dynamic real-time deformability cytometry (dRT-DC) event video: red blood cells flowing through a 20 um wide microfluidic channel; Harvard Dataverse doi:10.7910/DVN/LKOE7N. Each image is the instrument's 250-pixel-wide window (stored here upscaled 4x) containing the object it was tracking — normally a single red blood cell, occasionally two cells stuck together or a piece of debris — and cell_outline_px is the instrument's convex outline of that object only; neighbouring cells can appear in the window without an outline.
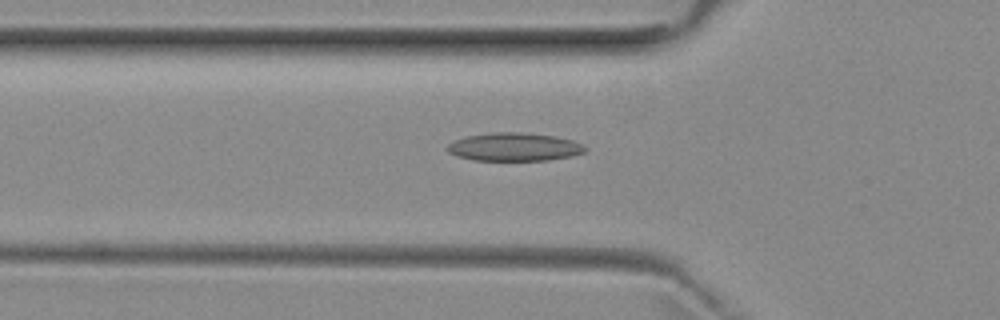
{"species": "common noctule bat (a hibernating species)", "species_latin": "Nyctalus noctula", "temperature_condition": "room temperature", "stored_images_in_passage": 32, "camera_frame_rate_fps": 3000, "um_per_image_px": 0.085, "animal": {"sex": "female", "body_mass_g": 29.2, "forearm_length_mm": 56.3}, "frame": {"image": 1, "passage_image": 5, "time_ms": 1.333, "image_size_px": [1000, 320], "cell_outline_px": [[588, 148], [584, 152], [572, 156], [548, 160], [472, 160], [456, 156], [448, 152], [448, 144], [456, 140], [468, 136], [492, 132], [520, 132], [552, 136], [572, 140]], "centroid_in_image_um": [43.7, 12.49], "position_along_channel_um": 82.1, "area_um2": 22.43}}
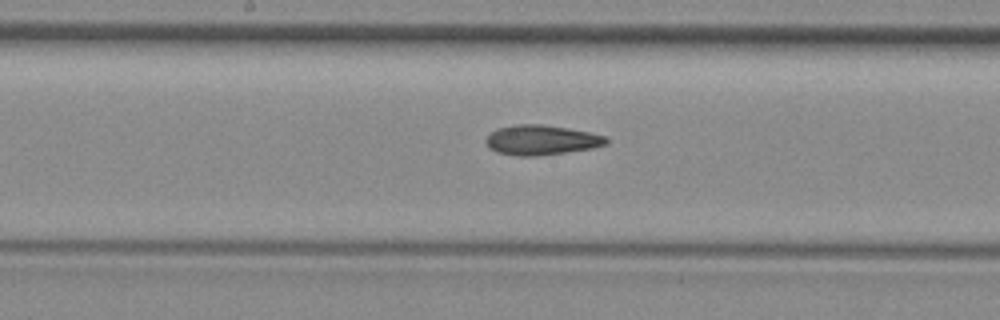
{"frame": {"image": 2, "passage_image": 14, "time_ms": 4.333, "image_size_px": [1000, 320], "cell_outline_px": [[608, 144], [592, 148], [536, 156], [520, 156], [496, 152], [488, 148], [484, 140], [496, 128], [516, 124], [540, 124], [568, 128], [608, 136]], "centroid_in_image_um": [46.0, 11.9], "position_along_channel_um": 202.2, "area_um2": 20.98}}
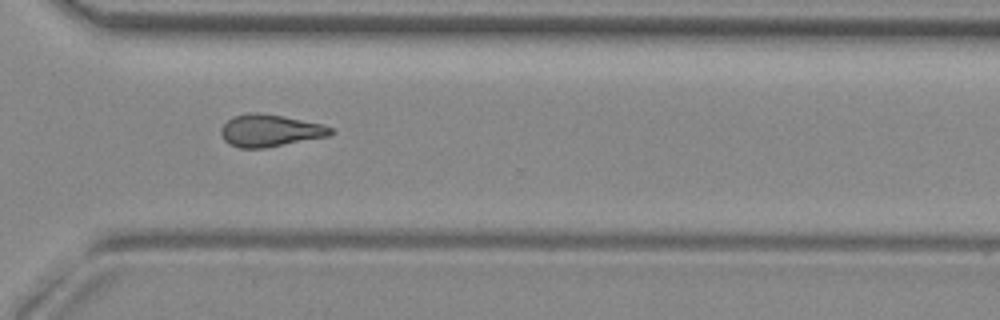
{"frame": {"image": 3, "passage_image": 25, "time_ms": 8.0, "image_size_px": [1000, 320], "cell_outline_px": [[336, 132], [328, 136], [264, 148], [240, 148], [228, 144], [224, 140], [220, 132], [220, 128], [232, 116], [248, 112], [260, 112], [320, 124], [332, 128]], "centroid_in_image_um": [22.9, 11.1], "position_along_channel_um": 347.7, "area_um2": 20.46}}